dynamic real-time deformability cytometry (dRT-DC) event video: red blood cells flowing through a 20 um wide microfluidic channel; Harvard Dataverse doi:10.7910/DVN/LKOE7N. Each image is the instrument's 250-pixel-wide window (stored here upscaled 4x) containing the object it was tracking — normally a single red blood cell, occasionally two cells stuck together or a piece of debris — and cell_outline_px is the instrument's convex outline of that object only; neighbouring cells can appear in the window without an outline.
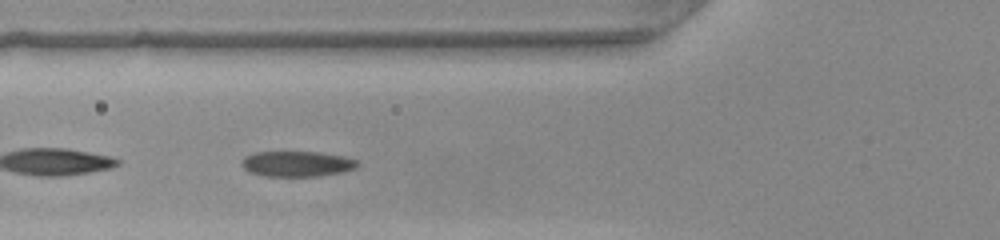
{"species": "common noctule bat (a hibernating species)", "species_latin": "Nyctalus noctula", "temperature_condition": "warm", "stored_images_in_passage": 35, "camera_frame_rate_fps": 3000, "um_per_image_px": 0.085, "animal": {"sex": "female", "body_mass_g": 22.0, "forearm_length_mm": 56.7}, "frame": {"image": 1, "passage_image": 5, "time_ms": 1.333, "image_size_px": [1000, 240], "cell_outline_px": [[360, 164], [356, 168], [344, 172], [320, 176], [264, 176], [248, 172], [240, 164], [240, 160], [244, 156], [256, 152], [320, 152], [344, 156], [356, 160]], "centroid_in_image_um": [25.23, 13.93], "position_along_channel_um": 100.6, "area_um2": 17.46}}
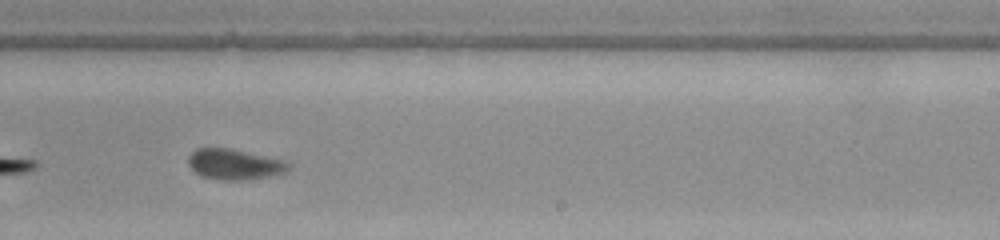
{"frame": {"image": 2, "passage_image": 17, "time_ms": 5.333, "image_size_px": [1000, 240], "cell_outline_px": [[292, 164], [284, 172], [268, 176], [244, 180], [224, 180], [200, 176], [188, 164], [188, 156], [196, 148], [228, 148], [288, 160]], "centroid_in_image_um": [19.94, 13.95], "position_along_channel_um": 269.1, "area_um2": 17.86}}
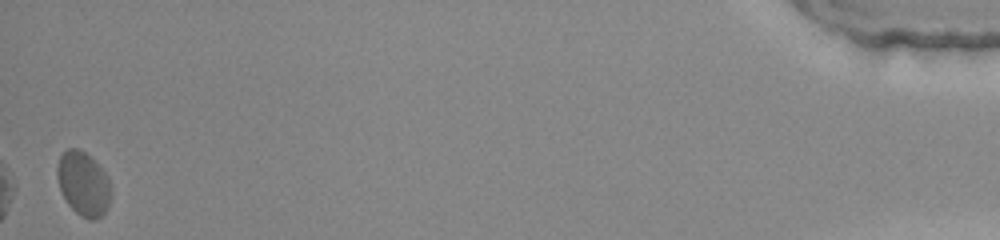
{"frame": {"image": 3, "passage_image": 35, "time_ms": 11.333, "image_size_px": [1000, 240], "cell_outline_px": [[112, 196], [108, 208], [96, 220], [88, 220], [80, 216], [68, 204], [60, 188], [56, 176], [56, 168], [60, 156], [68, 148], [76, 148], [84, 152], [108, 176], [112, 188]], "centroid_in_image_um": [7.1, 15.65], "position_along_channel_um": 428.1, "area_um2": 20.11}, "authors_computed_cell_mechanics": {"area_um2": 18.207, "velocity_mm_per_s": 4.2254, "shape_relaxation_time_tau1_ms": 2.628, "shape_relaxation_time_tau2_ms": 0.8075, "deformation_change_tau1": 0.1157, "deformation_change_tau2": 0.0584}}